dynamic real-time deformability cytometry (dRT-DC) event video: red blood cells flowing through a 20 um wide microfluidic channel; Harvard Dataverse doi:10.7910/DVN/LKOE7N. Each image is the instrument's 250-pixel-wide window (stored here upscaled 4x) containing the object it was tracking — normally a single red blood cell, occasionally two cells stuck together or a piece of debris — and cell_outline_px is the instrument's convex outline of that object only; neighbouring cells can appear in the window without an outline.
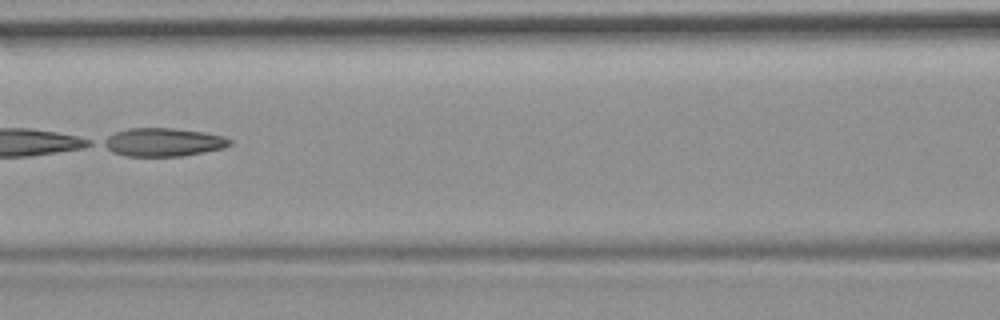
{"species": "common noctule bat (a hibernating species)", "species_latin": "Nyctalus noctula", "temperature_condition": "room temperature", "stored_images_in_passage": 7, "camera_frame_rate_fps": 3000, "um_per_image_px": 0.085, "animal": {"sex": "female", "body_mass_g": 19.9}, "frame": {"image": 1, "passage_image": 6, "time_ms": 6.0, "image_size_px": [1000, 320], "cell_outline_px": [[232, 144], [224, 148], [184, 156], [124, 156], [112, 152], [100, 144], [100, 140], [116, 132], [128, 128], [172, 128], [204, 132], [224, 136], [232, 140]], "centroid_in_image_um": [13.85, 12.09], "position_along_channel_um": 152.8, "area_um2": 21.1}}